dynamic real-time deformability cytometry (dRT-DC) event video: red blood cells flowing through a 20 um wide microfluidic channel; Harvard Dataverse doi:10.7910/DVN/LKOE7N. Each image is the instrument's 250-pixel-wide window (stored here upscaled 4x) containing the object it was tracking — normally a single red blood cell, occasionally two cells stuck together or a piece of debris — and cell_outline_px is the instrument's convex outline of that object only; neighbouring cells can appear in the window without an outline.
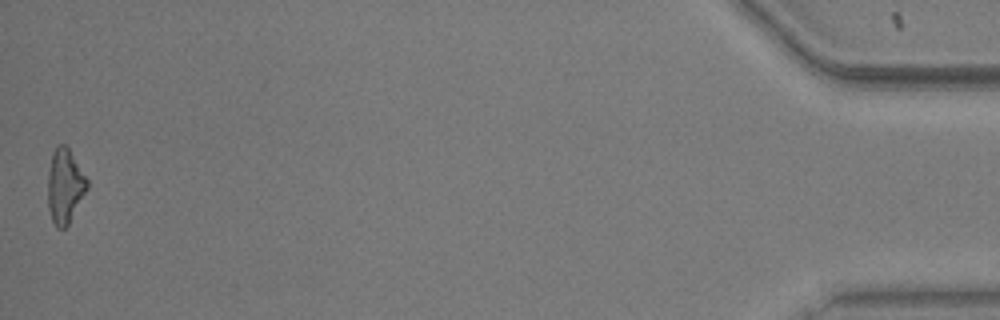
{"species": "common noctule bat (a hibernating species)", "species_latin": "Nyctalus noctula", "temperature_condition": "warm", "stored_images_in_passage": 39, "camera_frame_rate_fps": 3000, "um_per_image_px": 0.085, "animal": {"sex": "male", "body_mass_g": 20.5, "forearm_length_mm": 52.5}, "frame": {"image": 1, "passage_image": 39, "time_ms": 12.667, "image_size_px": [1000, 320], "cell_outline_px": [[88, 188], [68, 224], [64, 228], [56, 228], [52, 220], [48, 208], [48, 172], [52, 152], [60, 144], [64, 144], [68, 148], [88, 180]], "centroid_in_image_um": [5.5, 15.82], "position_along_channel_um": 429.7, "area_um2": 16.82}, "authors_computed_cell_mechanics": {"area_um2": 17.7446, "velocity_mm_per_s": 3.7602, "shape_relaxation_time_tau1_ms": null, "shape_relaxation_time_tau2_ms": 7.2066, "deformation_change_tau1": null, "deformation_change_tau2": 0.1942}}